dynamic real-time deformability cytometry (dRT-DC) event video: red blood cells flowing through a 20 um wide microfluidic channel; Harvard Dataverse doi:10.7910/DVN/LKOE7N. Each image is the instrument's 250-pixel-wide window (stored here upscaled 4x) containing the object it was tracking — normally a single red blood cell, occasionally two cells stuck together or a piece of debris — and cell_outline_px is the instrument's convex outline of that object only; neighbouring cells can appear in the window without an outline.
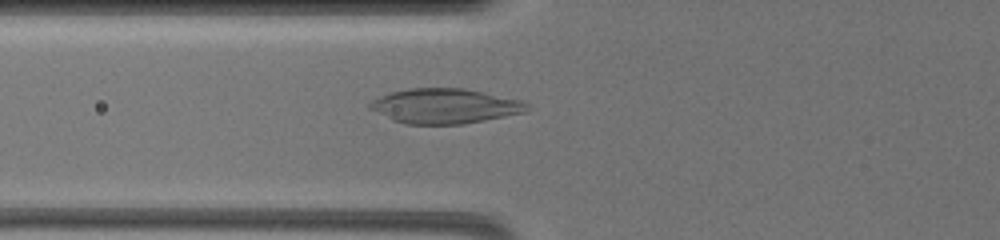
{"species": "common noctule bat (a hibernating species)", "species_latin": "Nyctalus noctula", "temperature_condition": "warm", "stored_images_in_passage": 70, "camera_frame_rate_fps": 3000, "um_per_image_px": 0.085, "animal": {"sex": "female", "body_mass_g": 19.5, "forearm_length_mm": 54.1}, "frame": {"image": 1, "passage_image": 8, "time_ms": 1.333, "image_size_px": [1000, 240], "cell_outline_px": [[528, 108], [524, 112], [464, 124], [408, 124], [392, 120], [368, 108], [368, 104], [372, 100], [380, 96], [392, 92], [408, 88], [464, 88], [524, 100], [528, 104]], "centroid_in_image_um": [37.81, 9.01], "position_along_channel_um": 88.0, "area_um2": 31.91}}
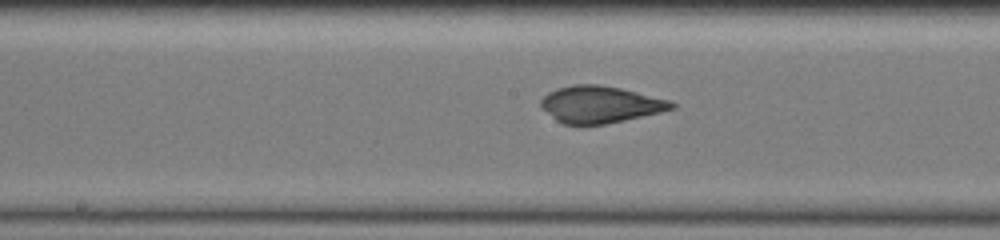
{"frame": {"image": 2, "passage_image": 36, "time_ms": 4.333, "image_size_px": [1000, 240], "cell_outline_px": [[676, 108], [660, 112], [624, 120], [604, 124], [564, 124], [556, 120], [540, 108], [540, 100], [548, 92], [556, 88], [572, 84], [600, 84], [620, 88], [668, 100], [676, 104]], "centroid_in_image_um": [50.97, 8.87], "position_along_channel_um": 197.2, "area_um2": 27.98}}
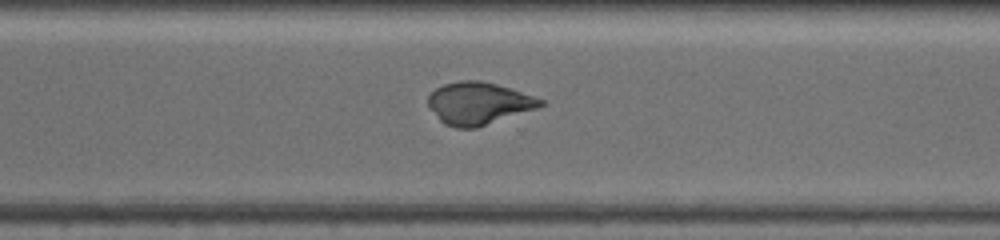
{"frame": {"image": 3, "passage_image": 68, "time_ms": 8.0, "image_size_px": [1000, 240], "cell_outline_px": [[544, 104], [536, 108], [476, 128], [456, 128], [444, 124], [440, 120], [428, 104], [428, 96], [436, 88], [444, 84], [460, 80], [480, 80], [496, 84], [544, 100]], "centroid_in_image_um": [40.64, 8.78], "position_along_channel_um": 330.0, "area_um2": 27.22}}